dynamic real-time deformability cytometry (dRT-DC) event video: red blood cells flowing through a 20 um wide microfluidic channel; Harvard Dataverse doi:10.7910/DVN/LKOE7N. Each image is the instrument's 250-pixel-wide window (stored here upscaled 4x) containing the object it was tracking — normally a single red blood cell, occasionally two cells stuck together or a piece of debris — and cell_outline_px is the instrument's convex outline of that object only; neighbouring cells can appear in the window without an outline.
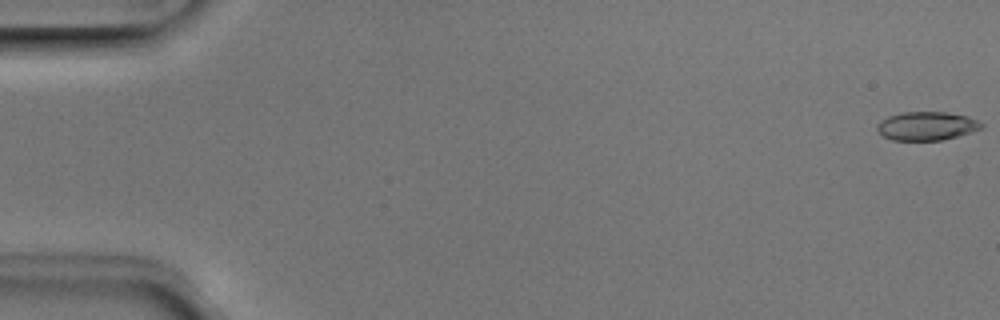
{"species": "Egyptian fruit bat (a non-hibernating species)", "species_latin": "Rousettus aegyptiacus", "temperature_condition": "room temperature", "stored_images_in_passage": 5, "camera_frame_rate_fps": 3000, "um_per_image_px": 0.085, "animal": {"sex": "male"}, "frame": {"image": 1, "passage_image": 1, "time_ms": 0.0, "image_size_px": [1000, 320], "cell_outline_px": [[984, 128], [972, 132], [940, 140], [892, 140], [884, 136], [876, 128], [876, 124], [880, 120], [888, 116], [900, 112], [948, 112], [968, 116], [984, 124]], "centroid_in_image_um": [78.77, 10.7], "position_along_channel_um": 6.2, "area_um2": 17.46}}
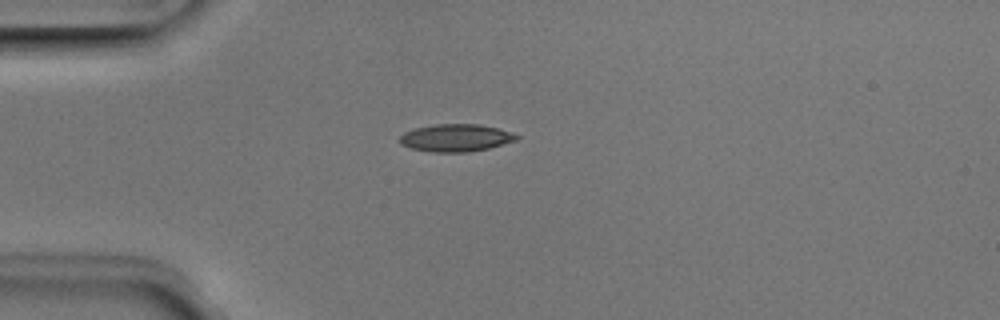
{"frame": {"image": 2, "passage_image": 5, "time_ms": 1.333, "image_size_px": [1000, 320], "cell_outline_px": [[520, 136], [516, 140], [488, 148], [468, 152], [432, 152], [412, 148], [400, 144], [400, 136], [404, 132], [416, 128], [436, 124], [480, 124], [512, 132]], "centroid_in_image_um": [38.74, 11.71], "position_along_channel_um": 46.3, "area_um2": 18.55}}